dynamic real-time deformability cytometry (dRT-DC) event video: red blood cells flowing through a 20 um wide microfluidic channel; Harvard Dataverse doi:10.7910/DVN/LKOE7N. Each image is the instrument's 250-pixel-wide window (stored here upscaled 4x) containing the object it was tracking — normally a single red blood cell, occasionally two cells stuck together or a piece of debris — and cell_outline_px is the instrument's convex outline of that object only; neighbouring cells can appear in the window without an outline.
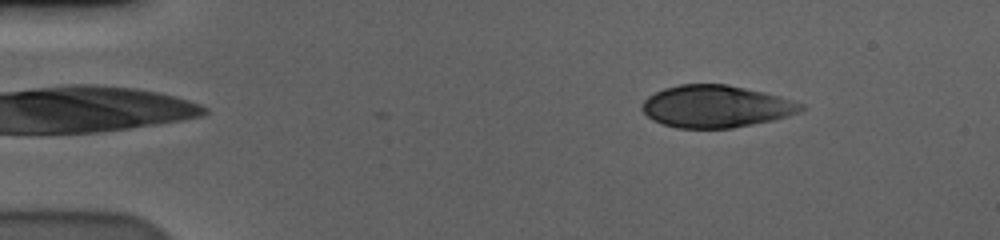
{"species": "human", "species_latin": "Homo sapiens", "temperature_condition": "cold", "stored_images_in_passage": 52, "camera_frame_rate_fps": 3000, "um_per_image_px": 0.085, "donor": {"sex": "male"}, "frame": {"image": 1, "passage_image": 3, "time_ms": 0.667, "image_size_px": [1000, 240], "cell_outline_px": [[804, 108], [800, 112], [772, 120], [732, 128], [676, 128], [652, 120], [640, 108], [644, 100], [648, 96], [664, 88], [680, 84], [728, 84], [764, 92], [780, 96], [804, 104]], "centroid_in_image_um": [60.84, 9.04], "position_along_channel_um": 24.2, "area_um2": 39.02}}
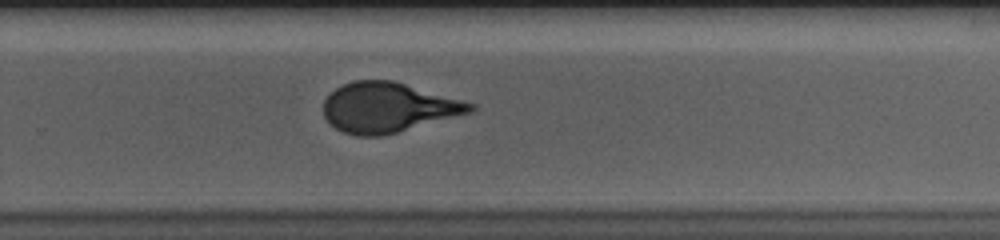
{"frame": {"image": 2, "passage_image": 33, "time_ms": 10.667, "image_size_px": [1000, 240], "cell_outline_px": [[476, 108], [472, 112], [396, 132], [380, 136], [356, 136], [344, 132], [336, 128], [324, 116], [324, 100], [336, 88], [352, 80], [392, 80], [476, 104]], "centroid_in_image_um": [32.98, 9.13], "position_along_channel_um": 296.8, "area_um2": 42.14}}
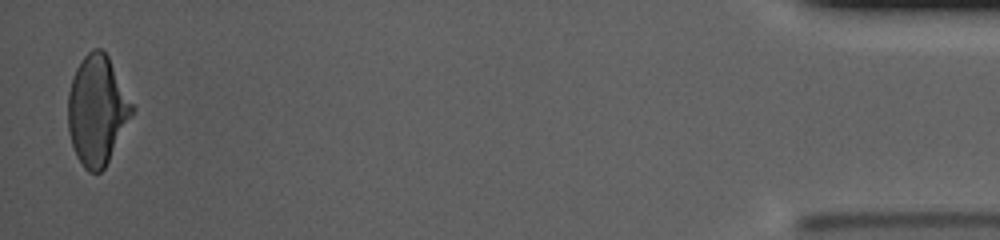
{"frame": {"image": 3, "passage_image": 51, "time_ms": 16.667, "image_size_px": [1000, 240], "cell_outline_px": [[136, 108], [132, 116], [104, 168], [100, 172], [88, 172], [84, 168], [76, 156], [68, 132], [68, 92], [76, 68], [80, 60], [92, 48], [100, 48], [108, 56]], "centroid_in_image_um": [8.25, 9.36], "position_along_channel_um": 426.9, "area_um2": 40.86}, "authors_computed_cell_mechanics": {"area_um2": 42.1362, "velocity_mm_per_s": 3.5936, "shape_relaxation_time_tau1_ms": 5.3068, "shape_relaxation_time_tau2_ms": null, "deformation_change_tau1": 0.1577, "deformation_change_tau2": null}}